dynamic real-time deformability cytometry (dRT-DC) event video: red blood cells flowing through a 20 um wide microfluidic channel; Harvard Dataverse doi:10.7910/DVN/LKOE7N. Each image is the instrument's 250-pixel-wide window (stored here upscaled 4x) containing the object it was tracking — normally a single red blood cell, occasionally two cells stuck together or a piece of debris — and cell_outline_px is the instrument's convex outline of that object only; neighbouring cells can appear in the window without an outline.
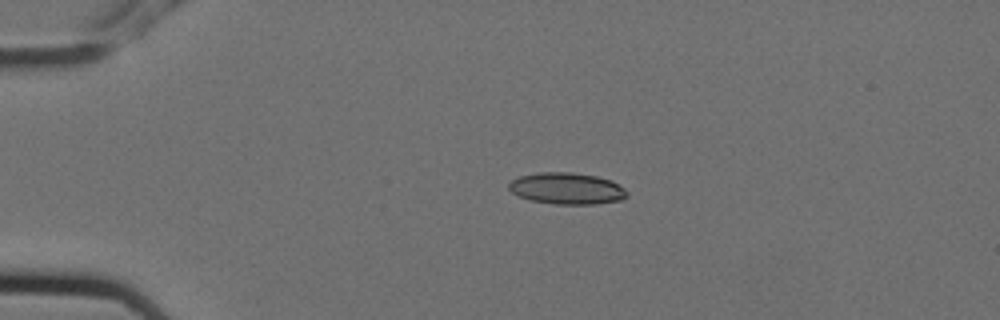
{"species": "Egyptian fruit bat (a non-hibernating species)", "species_latin": "Rousettus aegyptiacus", "temperature_condition": "cold", "stored_images_in_passage": 6, "camera_frame_rate_fps": 3000, "um_per_image_px": 0.085, "animal": {"sex": "female"}, "frame": {"image": 1, "passage_image": 4, "time_ms": 1.0, "image_size_px": [1000, 320], "cell_outline_px": [[628, 196], [620, 200], [596, 204], [556, 204], [532, 200], [520, 196], [512, 192], [508, 188], [508, 184], [512, 180], [520, 176], [540, 172], [572, 172], [596, 176], [612, 180], [624, 188], [628, 192]], "centroid_in_image_um": [48.21, 16.01], "position_along_channel_um": 36.8, "area_um2": 21.68}}